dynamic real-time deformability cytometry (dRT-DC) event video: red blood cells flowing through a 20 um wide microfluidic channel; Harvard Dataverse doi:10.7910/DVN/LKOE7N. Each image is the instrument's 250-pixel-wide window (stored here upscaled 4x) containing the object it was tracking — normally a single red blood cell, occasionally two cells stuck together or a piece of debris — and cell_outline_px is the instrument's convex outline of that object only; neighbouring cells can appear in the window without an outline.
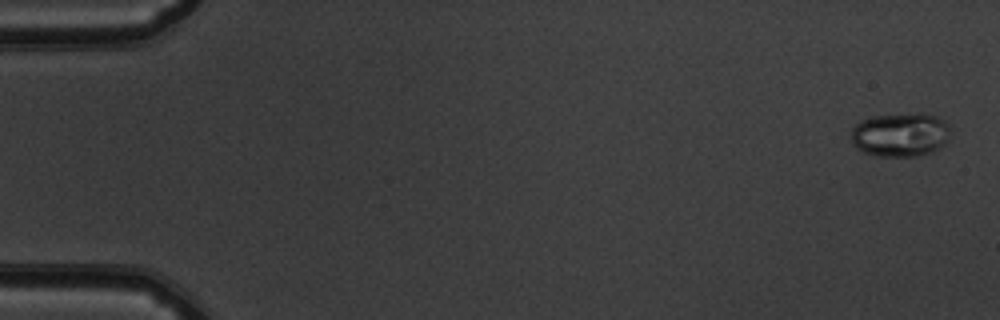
{"species": "common noctule bat (a hibernating species)", "species_latin": "Nyctalus noctula", "temperature_condition": "warm", "stored_images_in_passage": 53, "camera_frame_rate_fps": 3000, "um_per_image_px": 0.085, "animal": {"sex": "male", "body_mass_g": 19.5, "forearm_length_mm": 54.6}, "frame": {"image": 1, "passage_image": 1, "time_ms": 0.0, "image_size_px": [1000, 320], "cell_outline_px": [[948, 136], [944, 144], [932, 152], [920, 156], [876, 156], [864, 152], [856, 148], [852, 144], [852, 128], [860, 120], [872, 116], [924, 112], [936, 116], [944, 120], [948, 124]], "centroid_in_image_um": [76.51, 11.44], "position_along_channel_um": 8.5, "area_um2": 25.61}}
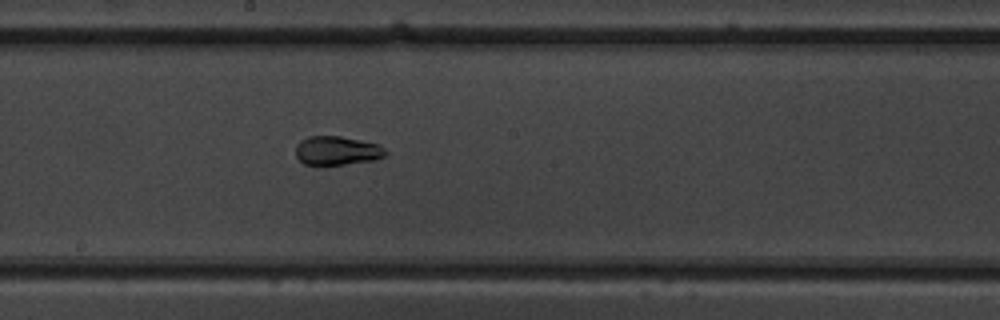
{"frame": {"image": 2, "passage_image": 29, "time_ms": 9.333, "image_size_px": [1000, 320], "cell_outline_px": [[388, 152], [384, 156], [376, 160], [324, 168], [304, 164], [296, 156], [296, 144], [300, 140], [308, 136], [340, 136], [360, 140], [376, 144], [384, 148]], "centroid_in_image_um": [28.61, 12.85], "position_along_channel_um": 219.6, "area_um2": 15.78}}
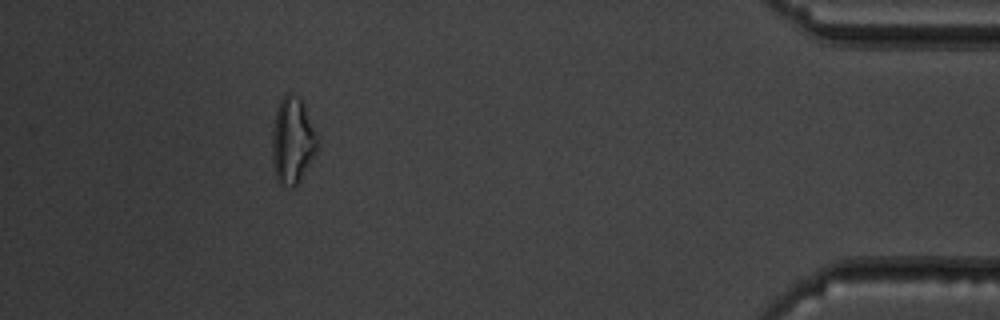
{"frame": {"image": 3, "passage_image": 48, "time_ms": 15.667, "image_size_px": [1000, 320], "cell_outline_px": [[316, 152], [300, 180], [292, 188], [280, 184], [276, 180], [272, 164], [272, 132], [276, 108], [284, 92], [288, 92], [300, 96], [304, 104], [316, 132]], "centroid_in_image_um": [24.83, 11.92], "position_along_channel_um": 410.4, "area_um2": 23.0}, "authors_computed_cell_mechanics": {"area_um2": 17.8602, "velocity_mm_per_s": 3.8489, "shape_relaxation_time_tau1_ms": 6.2408, "shape_relaxation_time_tau2_ms": 1.4191, "deformation_change_tau1": 0.2037, "deformation_change_tau2": 0.0644}}